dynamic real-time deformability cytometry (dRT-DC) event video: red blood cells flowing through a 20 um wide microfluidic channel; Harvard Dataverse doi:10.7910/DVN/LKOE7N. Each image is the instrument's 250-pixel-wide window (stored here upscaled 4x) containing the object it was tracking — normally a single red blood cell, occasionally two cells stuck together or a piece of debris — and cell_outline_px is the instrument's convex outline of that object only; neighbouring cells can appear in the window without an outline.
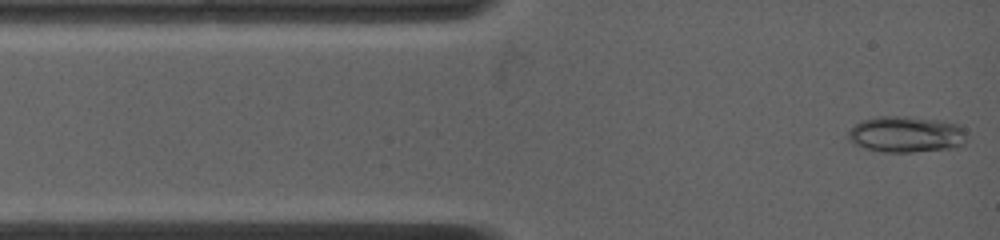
{"species": "common noctule bat (a hibernating species)", "species_latin": "Nyctalus noctula", "temperature_condition": "warm", "stored_images_in_passage": 15, "camera_frame_rate_fps": 4500, "um_per_image_px": 0.085, "animal": {"sex": "female", "body_mass_g": 19.0, "forearm_length_mm": 53.3}, "frame": {"image": 1, "passage_image": 1, "time_ms": 0.0, "image_size_px": [1000, 240], "cell_outline_px": [[964, 144], [960, 148], [912, 152], [884, 152], [864, 148], [852, 144], [848, 140], [848, 132], [860, 120], [876, 116], [912, 116], [940, 120], [956, 124], [964, 128]], "centroid_in_image_um": [77.01, 11.42], "position_along_channel_um": 8.0, "area_um2": 25.43}}
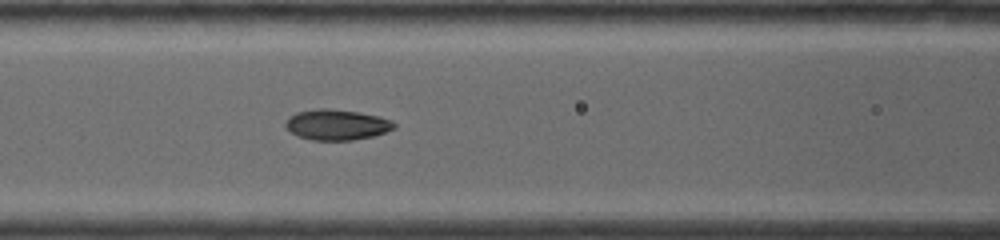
{"frame": {"image": 2, "passage_image": 12, "time_ms": 4.444, "image_size_px": [1000, 240], "cell_outline_px": [[396, 128], [372, 136], [352, 140], [312, 140], [296, 136], [284, 124], [288, 116], [296, 112], [316, 108], [328, 108], [360, 112], [380, 116], [392, 120], [396, 124]], "centroid_in_image_um": [28.62, 10.58], "position_along_channel_um": 138.0, "area_um2": 19.54}}
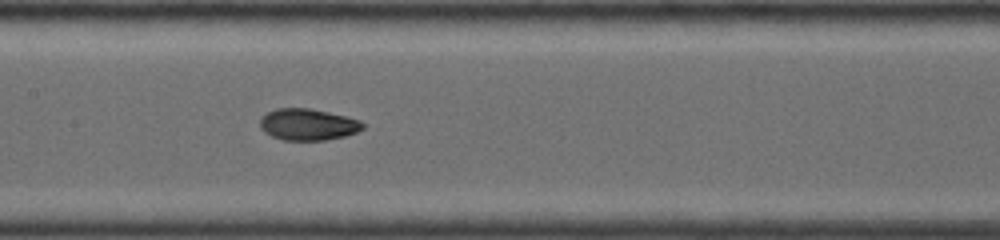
{"frame": {"image": 3, "passage_image": 15, "time_ms": 5.556, "image_size_px": [1000, 240], "cell_outline_px": [[364, 128], [356, 132], [344, 136], [324, 140], [284, 140], [272, 136], [264, 132], [260, 128], [260, 120], [268, 112], [276, 108], [308, 108], [348, 116], [360, 120], [364, 124]], "centroid_in_image_um": [26.18, 10.58], "position_along_channel_um": 181.2, "area_um2": 18.84}}